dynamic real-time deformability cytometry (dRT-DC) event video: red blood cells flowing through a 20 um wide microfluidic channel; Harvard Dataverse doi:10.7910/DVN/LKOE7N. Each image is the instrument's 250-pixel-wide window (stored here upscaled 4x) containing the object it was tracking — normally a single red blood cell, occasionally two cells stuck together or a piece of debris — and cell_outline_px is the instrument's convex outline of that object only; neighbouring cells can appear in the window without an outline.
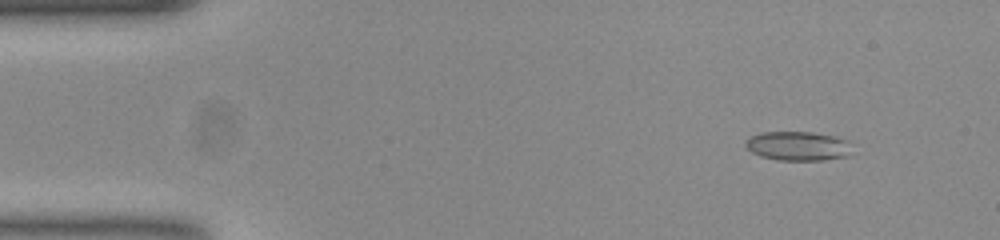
{"species": "common noctule bat (a hibernating species)", "species_latin": "Nyctalus noctula", "temperature_condition": "room temperature", "stored_images_in_passage": 54, "camera_frame_rate_fps": 3000, "um_per_image_px": 0.085, "animal": {"sex": "female", "body_mass_g": 23.0, "forearm_length_mm": 53.4}, "frame": {"image": 1, "passage_image": 6, "time_ms": 1.667, "image_size_px": [1000, 240], "cell_outline_px": [[852, 156], [824, 160], [776, 160], [760, 156], [752, 152], [744, 144], [752, 136], [760, 132], [812, 132], [836, 136], [848, 140]], "centroid_in_image_um": [67.88, 12.42], "position_along_channel_um": 17.1, "area_um2": 18.26}}
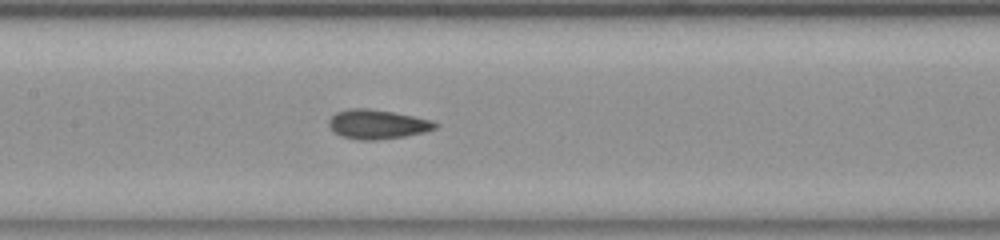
{"frame": {"image": 2, "passage_image": 26, "time_ms": 8.333, "image_size_px": [1000, 240], "cell_outline_px": [[440, 124], [436, 128], [424, 132], [404, 136], [376, 140], [360, 140], [340, 136], [328, 124], [328, 120], [336, 112], [348, 108], [368, 108], [392, 112], [432, 120]], "centroid_in_image_um": [32.07, 10.56], "position_along_channel_um": 175.3, "area_um2": 18.09}}
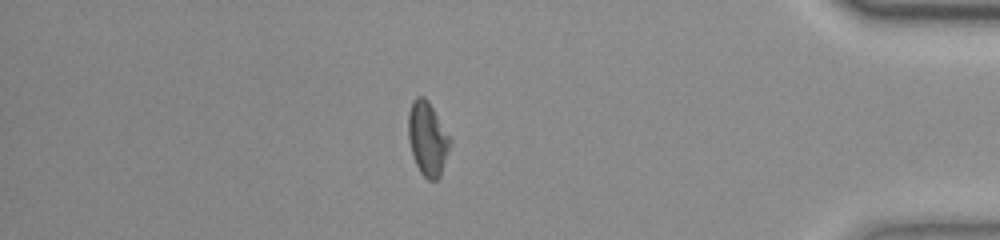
{"frame": {"image": 3, "passage_image": 47, "time_ms": 15.333, "image_size_px": [1000, 240], "cell_outline_px": [[452, 144], [440, 176], [436, 180], [428, 180], [420, 172], [412, 156], [408, 140], [408, 112], [416, 96], [424, 96], [428, 100], [452, 140]], "centroid_in_image_um": [36.35, 11.8], "position_along_channel_um": 398.9, "area_um2": 18.15}, "authors_computed_cell_mechanics": {"area_um2": 18.0336, "velocity_mm_per_s": 3.7738, "shape_relaxation_time_tau1_ms": 7.4305, "shape_relaxation_time_tau2_ms": 1.7545, "deformation_change_tau1": 0.1822, "deformation_change_tau2": 0.0826}}